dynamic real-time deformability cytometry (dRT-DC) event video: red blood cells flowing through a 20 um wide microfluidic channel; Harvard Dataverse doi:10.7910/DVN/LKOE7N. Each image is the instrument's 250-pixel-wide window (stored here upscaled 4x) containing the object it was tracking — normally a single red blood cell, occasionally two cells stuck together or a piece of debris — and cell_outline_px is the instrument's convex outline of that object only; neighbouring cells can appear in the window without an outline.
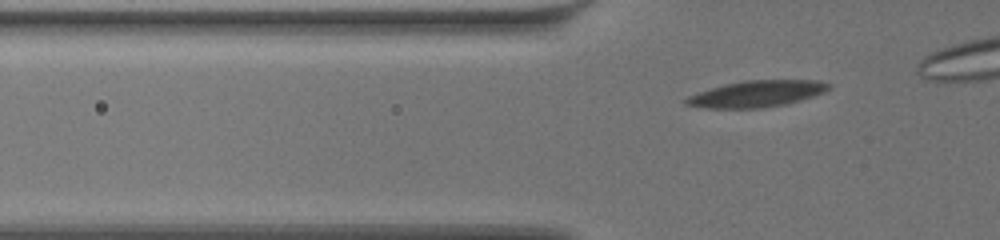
{"species": "common noctule bat (a hibernating species)", "species_latin": "Nyctalus noctula", "temperature_condition": "warm", "stored_images_in_passage": 15, "camera_frame_rate_fps": 3000, "um_per_image_px": 0.085, "animal": {"sex": "female", "body_mass_g": 19.5, "forearm_length_mm": 54.1}, "frame": {"image": 1, "passage_image": 4, "time_ms": 1.0, "image_size_px": [1000, 240], "cell_outline_px": [[832, 84], [824, 92], [800, 100], [784, 104], [756, 108], [708, 108], [684, 104], [684, 100], [688, 96], [724, 84], [744, 80], [820, 80]], "centroid_in_image_um": [64.33, 7.96], "position_along_channel_um": 61.5, "area_um2": 21.68}}
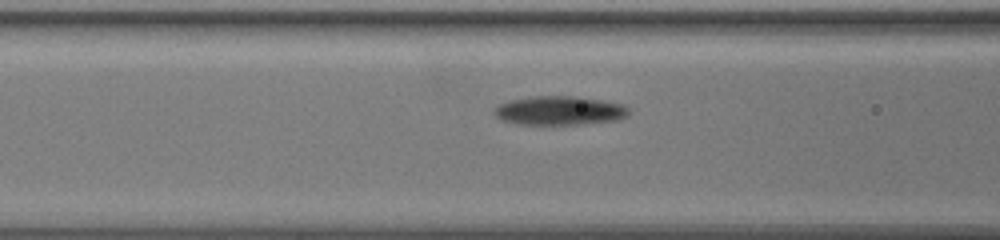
{"frame": {"image": 2, "passage_image": 9, "time_ms": 2.667, "image_size_px": [1000, 240], "cell_outline_px": [[628, 116], [616, 120], [576, 124], [516, 124], [504, 120], [496, 116], [492, 112], [500, 104], [512, 100], [532, 96], [580, 96], [620, 104], [628, 108]], "centroid_in_image_um": [47.55, 9.39], "position_along_channel_um": 119.1, "area_um2": 22.37}}
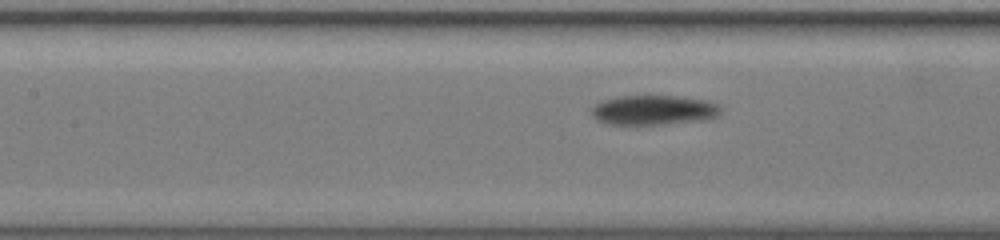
{"frame": {"image": 3, "passage_image": 12, "time_ms": 3.667, "image_size_px": [1000, 240], "cell_outline_px": [[720, 112], [716, 116], [700, 120], [660, 124], [604, 124], [596, 120], [592, 116], [592, 108], [596, 104], [604, 100], [616, 96], [676, 96], [704, 100], [716, 104], [720, 108]], "centroid_in_image_um": [55.49, 9.35], "position_along_channel_um": 151.9, "area_um2": 22.02}}